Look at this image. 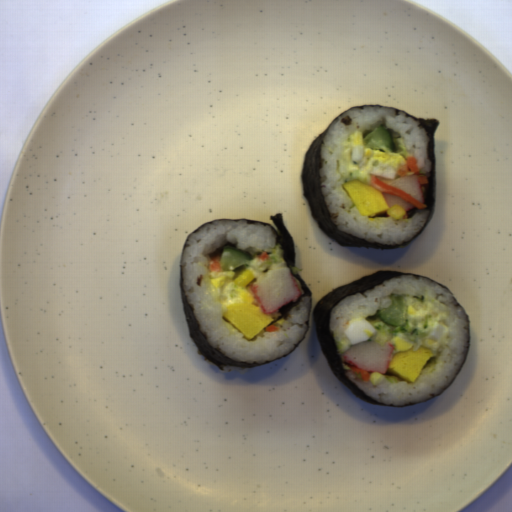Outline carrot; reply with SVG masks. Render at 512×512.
Returning a JSON list of instances; mask_svg holds the SVG:
<instances>
[{
    "instance_id": "1",
    "label": "carrot",
    "mask_w": 512,
    "mask_h": 512,
    "mask_svg": "<svg viewBox=\"0 0 512 512\" xmlns=\"http://www.w3.org/2000/svg\"><path fill=\"white\" fill-rule=\"evenodd\" d=\"M370 182H371L372 187L375 190H379L384 193H389V194L395 195V196L399 197L400 199L410 203L418 210L422 209V208H427V204L419 202L413 196L409 195L404 190H402L400 187H396V186H392L387 183H384L383 181L378 179L375 175H371Z\"/></svg>"
},
{
    "instance_id": "3",
    "label": "carrot",
    "mask_w": 512,
    "mask_h": 512,
    "mask_svg": "<svg viewBox=\"0 0 512 512\" xmlns=\"http://www.w3.org/2000/svg\"><path fill=\"white\" fill-rule=\"evenodd\" d=\"M222 253H223V251L217 252L216 254H214L211 257V259L209 260V263H208V269H210L211 271H217V272L223 270L221 268Z\"/></svg>"
},
{
    "instance_id": "4",
    "label": "carrot",
    "mask_w": 512,
    "mask_h": 512,
    "mask_svg": "<svg viewBox=\"0 0 512 512\" xmlns=\"http://www.w3.org/2000/svg\"><path fill=\"white\" fill-rule=\"evenodd\" d=\"M349 366H350L351 370L353 371V373L361 375L363 381L366 382V381L370 380V375L367 370H362L354 365H349Z\"/></svg>"
},
{
    "instance_id": "2",
    "label": "carrot",
    "mask_w": 512,
    "mask_h": 512,
    "mask_svg": "<svg viewBox=\"0 0 512 512\" xmlns=\"http://www.w3.org/2000/svg\"><path fill=\"white\" fill-rule=\"evenodd\" d=\"M420 172L416 158L410 155L407 157L406 164L398 169L397 175L401 178L405 175H416L419 185H427L429 183L427 176L421 175Z\"/></svg>"
},
{
    "instance_id": "5",
    "label": "carrot",
    "mask_w": 512,
    "mask_h": 512,
    "mask_svg": "<svg viewBox=\"0 0 512 512\" xmlns=\"http://www.w3.org/2000/svg\"><path fill=\"white\" fill-rule=\"evenodd\" d=\"M264 329H265L266 332H275V331L280 330V327L270 323L269 325L264 327Z\"/></svg>"
}]
</instances>
